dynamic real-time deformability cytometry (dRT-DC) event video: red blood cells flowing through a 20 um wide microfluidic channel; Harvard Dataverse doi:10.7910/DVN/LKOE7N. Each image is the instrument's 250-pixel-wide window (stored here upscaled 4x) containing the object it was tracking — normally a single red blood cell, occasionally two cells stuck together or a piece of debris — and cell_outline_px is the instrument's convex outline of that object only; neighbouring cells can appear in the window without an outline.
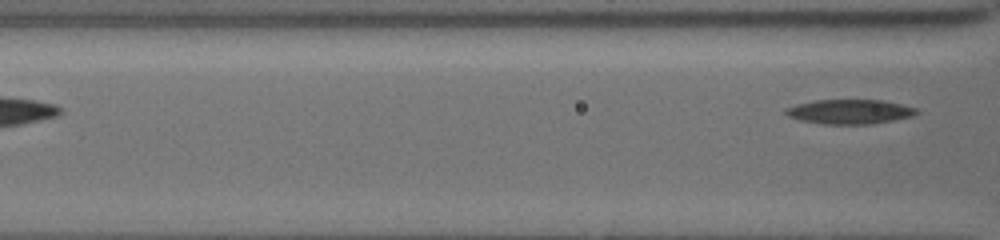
{"species": "common noctule bat (a hibernating species)", "species_latin": "Nyctalus noctula", "temperature_condition": "cold", "stored_images_in_passage": 6, "segment_of_instrument_passage": [2, 2], "camera_frame_rate_fps": 3000, "um_per_image_px": 0.085, "animal": {"sex": "female", "body_mass_g": 19.5, "forearm_length_mm": 54.1}, "frame": {"image": 1, "passage_image": 6, "time_ms": 5.0, "image_size_px": [1000, 240], "cell_outline_px": [[920, 112], [912, 116], [872, 124], [824, 124], [800, 120], [788, 116], [784, 112], [784, 108], [796, 104], [816, 100], [880, 100], [900, 104], [916, 108]], "centroid_in_image_um": [72.19, 9.49], "position_along_channel_um": 94.4, "area_um2": 18.61}}